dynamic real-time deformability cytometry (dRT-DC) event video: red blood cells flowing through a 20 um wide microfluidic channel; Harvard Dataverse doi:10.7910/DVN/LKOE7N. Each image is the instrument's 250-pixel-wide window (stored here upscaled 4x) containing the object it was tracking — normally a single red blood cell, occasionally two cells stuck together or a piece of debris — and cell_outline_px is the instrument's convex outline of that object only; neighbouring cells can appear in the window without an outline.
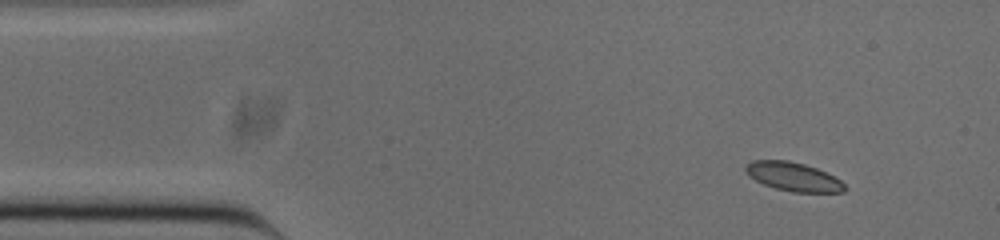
{"species": "common noctule bat (a hibernating species)", "species_latin": "Nyctalus noctula", "temperature_condition": "cold", "stored_images_in_passage": 48, "camera_frame_rate_fps": 3000, "um_per_image_px": 0.085, "animal": {"sex": "male", "body_mass_g": 20.0, "forearm_length_mm": 53.3}, "frame": {"image": 1, "passage_image": 1, "time_ms": 0.0, "image_size_px": [1000, 240], "cell_outline_px": [[844, 192], [792, 192], [776, 188], [764, 184], [748, 176], [744, 168], [752, 160], [788, 160], [804, 164], [816, 168], [840, 180], [844, 184]], "centroid_in_image_um": [67.39, 15.01], "position_along_channel_um": 17.6, "area_um2": 16.36}}
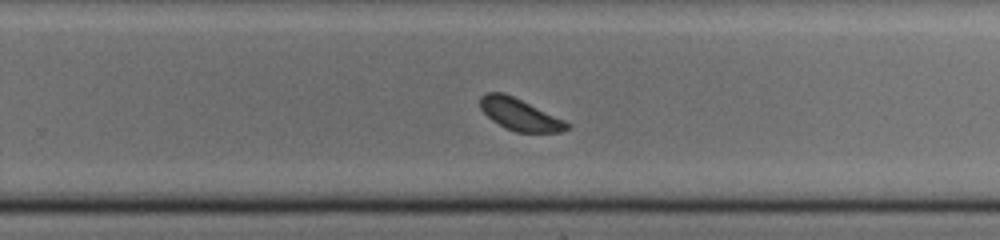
{"frame": {"image": 2, "passage_image": 28, "time_ms": 9.0, "image_size_px": [1000, 240], "cell_outline_px": [[572, 128], [560, 132], [516, 132], [504, 128], [492, 120], [480, 108], [480, 96], [488, 92], [504, 92], [564, 120], [572, 124]], "centroid_in_image_um": [44.19, 9.74], "position_along_channel_um": 285.6, "area_um2": 16.07}}
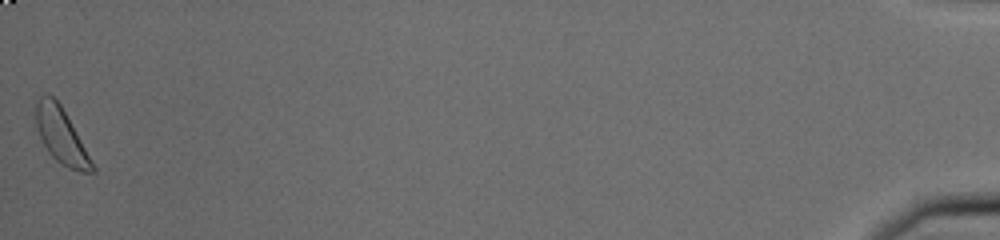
{"frame": {"image": 3, "passage_image": 48, "time_ms": 15.667, "image_size_px": [1000, 240], "cell_outline_px": [[96, 172], [80, 172], [68, 168], [60, 164], [48, 152], [40, 136], [36, 124], [36, 104], [40, 96], [44, 92], [48, 92], [60, 104], [96, 168]], "centroid_in_image_um": [5.19, 11.54], "position_along_channel_um": 430.0, "area_um2": 17.86}}